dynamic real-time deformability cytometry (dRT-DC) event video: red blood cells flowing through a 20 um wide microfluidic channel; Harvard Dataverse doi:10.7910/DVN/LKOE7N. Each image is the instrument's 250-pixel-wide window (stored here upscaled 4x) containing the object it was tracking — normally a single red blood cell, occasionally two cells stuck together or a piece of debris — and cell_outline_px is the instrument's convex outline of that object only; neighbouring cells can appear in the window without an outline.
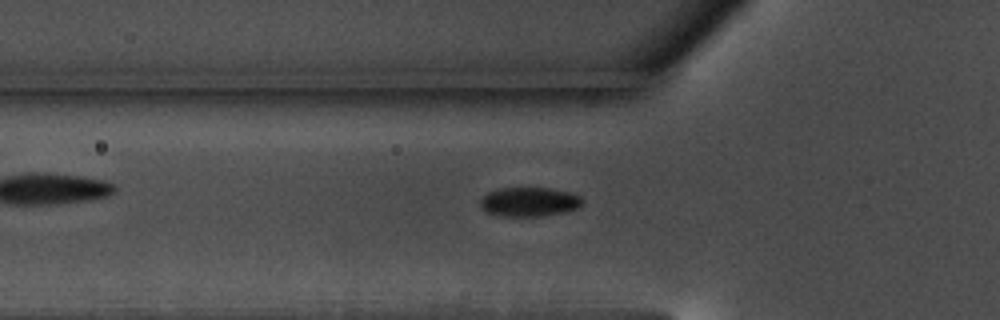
{"species": "common noctule bat (a hibernating species)", "species_latin": "Nyctalus noctula", "temperature_condition": "warm", "stored_images_in_passage": 58, "camera_frame_rate_fps": 3000, "um_per_image_px": 0.085, "animal": {"sex": "male", "body_mass_g": 17.5, "forearm_length_mm": 52.3}, "frame": {"image": 1, "passage_image": 20, "time_ms": 6.333, "image_size_px": [1000, 320], "cell_outline_px": [[584, 200], [576, 208], [564, 212], [540, 216], [500, 216], [488, 212], [480, 208], [480, 200], [488, 192], [500, 188], [552, 188], [568, 192], [580, 196]], "centroid_in_image_um": [44.96, 17.15], "position_along_channel_um": 80.8, "area_um2": 17.28}}
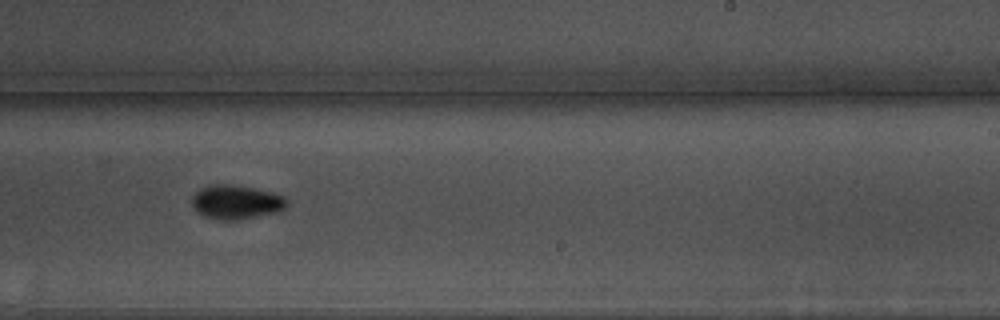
{"frame": {"image": 2, "passage_image": 36, "time_ms": 11.667, "image_size_px": [1000, 320], "cell_outline_px": [[288, 204], [284, 208], [276, 212], [236, 220], [216, 220], [204, 216], [196, 212], [192, 204], [192, 196], [200, 188], [208, 184], [228, 184], [252, 188], [272, 192], [284, 196], [288, 200]], "centroid_in_image_um": [20.04, 17.17], "position_along_channel_um": 269.0, "area_um2": 18.9}}
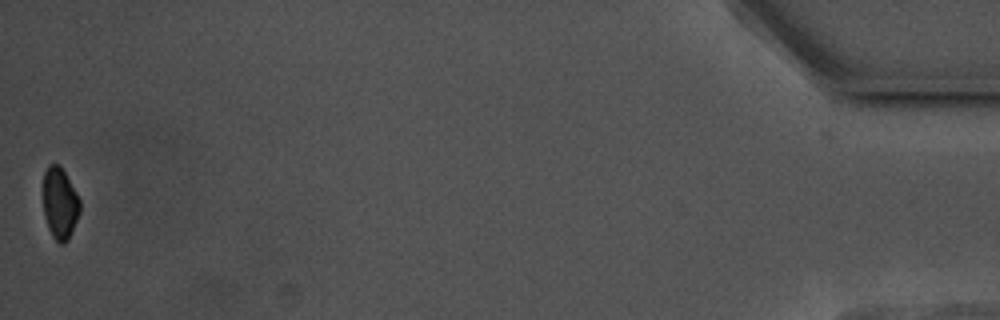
{"frame": {"image": 3, "passage_image": 58, "time_ms": 19.0, "image_size_px": [1000, 320], "cell_outline_px": [[80, 212], [72, 232], [68, 240], [64, 244], [60, 244], [52, 236], [48, 228], [44, 216], [44, 172], [48, 164], [60, 164], [76, 192], [80, 200]], "centroid_in_image_um": [5.1, 17.29], "position_along_channel_um": 430.1, "area_um2": 15.37}, "authors_computed_cell_mechanics": {"area_um2": 17.4556, "velocity_mm_per_s": 3.5336, "shape_relaxation_time_tau1_ms": 2.5089, "shape_relaxation_time_tau2_ms": null, "deformation_change_tau1": 0.079, "deformation_change_tau2": null}}